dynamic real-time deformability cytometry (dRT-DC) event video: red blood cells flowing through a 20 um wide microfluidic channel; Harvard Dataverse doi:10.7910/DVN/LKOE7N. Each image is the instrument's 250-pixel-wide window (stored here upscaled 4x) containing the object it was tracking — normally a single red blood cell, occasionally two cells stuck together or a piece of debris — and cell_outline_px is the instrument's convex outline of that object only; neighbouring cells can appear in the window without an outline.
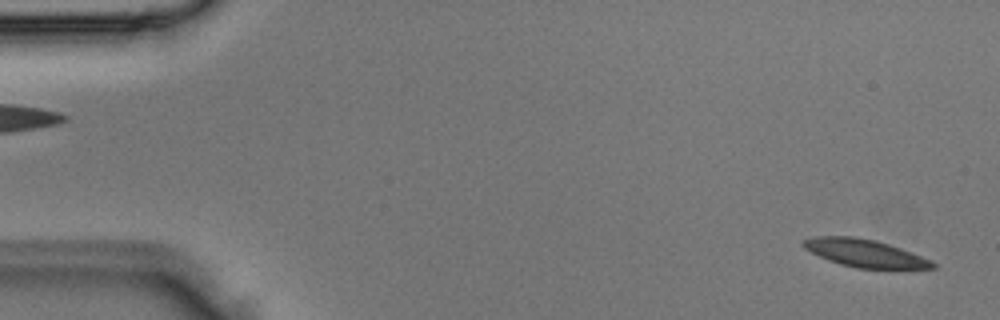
{"species": "Egyptian fruit bat (a non-hibernating species)", "species_latin": "Rousettus aegyptiacus", "temperature_condition": "room temperature", "stored_images_in_passage": 2, "segment_of_instrument_passage": [2, 2], "camera_frame_rate_fps": 3000, "um_per_image_px": 0.085, "animal": {"sex": "male"}, "frame": {"image": 1, "passage_image": 2, "time_ms": 0.333, "image_size_px": [1000, 320], "cell_outline_px": [[936, 268], [856, 268], [840, 264], [828, 260], [804, 248], [800, 244], [800, 240], [816, 236], [852, 236], [876, 240], [912, 252], [932, 260], [936, 264]], "centroid_in_image_um": [73.48, 21.5], "position_along_channel_um": 11.5, "area_um2": 20.81}}